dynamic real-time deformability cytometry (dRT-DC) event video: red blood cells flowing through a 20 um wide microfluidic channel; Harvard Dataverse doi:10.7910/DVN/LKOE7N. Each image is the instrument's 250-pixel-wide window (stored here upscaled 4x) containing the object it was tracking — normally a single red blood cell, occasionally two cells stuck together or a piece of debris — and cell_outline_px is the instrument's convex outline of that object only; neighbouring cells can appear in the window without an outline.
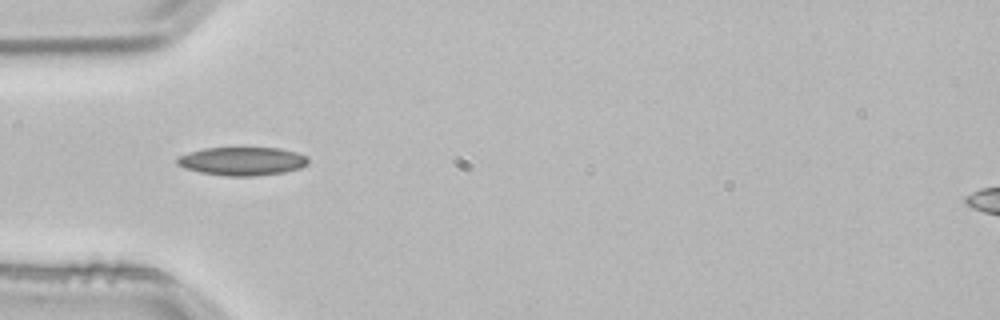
{"species": "common noctule bat (a hibernating species)", "species_latin": "Nyctalus noctula", "temperature_condition": "room temperature", "stored_images_in_passage": 4, "camera_frame_rate_fps": 3000, "um_per_image_px": 0.085, "animal": {"sex": "male", "body_mass_g": 21.5, "forearm_length_mm": 52.0}, "frame": {"image": 1, "passage_image": 4, "time_ms": 1.0, "image_size_px": [1000, 320], "cell_outline_px": [[308, 164], [300, 168], [284, 172], [252, 176], [224, 176], [200, 172], [184, 168], [176, 164], [176, 156], [188, 152], [204, 148], [280, 148], [296, 152], [308, 156]], "centroid_in_image_um": [20.56, 13.7], "position_along_channel_um": 64.4, "area_um2": 21.85}}